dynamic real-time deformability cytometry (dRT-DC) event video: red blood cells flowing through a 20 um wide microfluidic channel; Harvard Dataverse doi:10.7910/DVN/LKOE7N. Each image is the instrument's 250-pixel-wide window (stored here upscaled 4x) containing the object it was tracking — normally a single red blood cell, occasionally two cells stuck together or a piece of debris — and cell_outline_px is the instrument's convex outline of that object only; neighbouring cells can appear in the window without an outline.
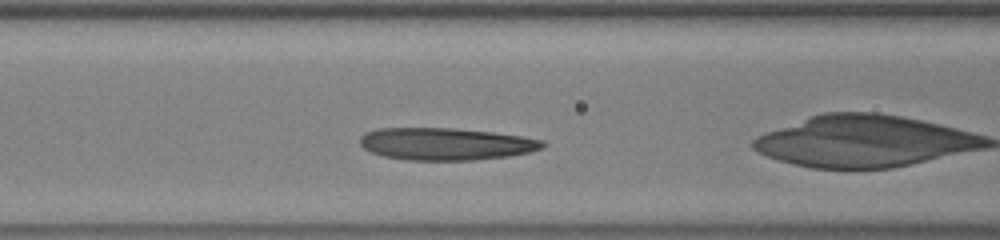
{"species": "human", "species_latin": "Homo sapiens", "temperature_condition": "warm", "stored_images_in_passage": 24, "camera_frame_rate_fps": 3000, "um_per_image_px": 0.085, "donor": {"sex": "male"}, "frame": {"image": 1, "passage_image": 4, "time_ms": 1.0, "image_size_px": [1000, 240], "cell_outline_px": [[548, 144], [544, 148], [532, 152], [508, 156], [472, 160], [408, 160], [384, 156], [372, 152], [364, 148], [360, 144], [360, 136], [364, 132], [376, 128], [456, 128], [492, 132], [520, 136], [544, 140]], "centroid_in_image_um": [37.91, 12.23], "position_along_channel_um": 128.7, "area_um2": 34.56}}
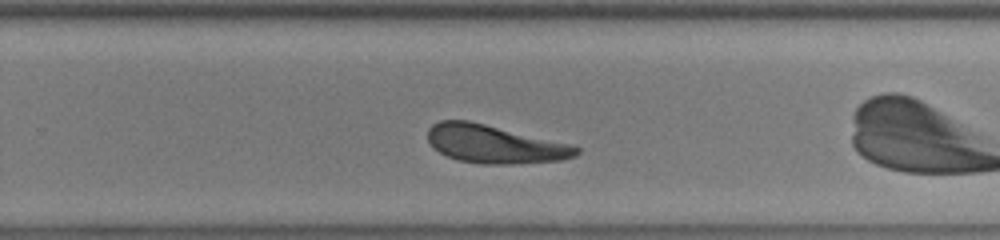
{"frame": {"image": 2, "passage_image": 15, "time_ms": 4.667, "image_size_px": [1000, 240], "cell_outline_px": [[580, 152], [576, 156], [564, 160], [512, 164], [480, 164], [456, 160], [440, 152], [428, 140], [428, 128], [432, 124], [440, 120], [468, 120], [568, 144], [580, 148]], "centroid_in_image_um": [42.02, 12.26], "position_along_channel_um": 287.8, "area_um2": 32.71}}
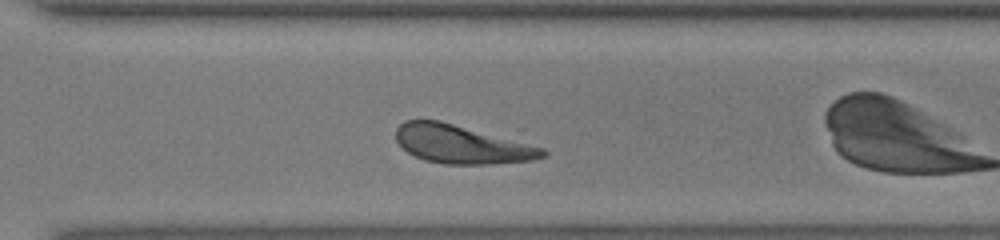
{"frame": {"image": 3, "passage_image": 18, "time_ms": 5.667, "image_size_px": [1000, 240], "cell_outline_px": [[548, 156], [532, 160], [488, 164], [444, 164], [424, 160], [408, 152], [396, 140], [396, 128], [404, 120], [440, 120], [544, 148], [548, 152]], "centroid_in_image_um": [39.23, 12.27], "position_along_channel_um": 331.4, "area_um2": 32.6}, "authors_computed_cell_mechanics": {"area_um2": 33.7841, "velocity_mm_per_s": 4.3556, "shape_relaxation_time_tau1_ms": 2.8691, "shape_relaxation_time_tau2_ms": 1.7629, "deformation_change_tau1": 0.1333, "deformation_change_tau2": 0.0834}}